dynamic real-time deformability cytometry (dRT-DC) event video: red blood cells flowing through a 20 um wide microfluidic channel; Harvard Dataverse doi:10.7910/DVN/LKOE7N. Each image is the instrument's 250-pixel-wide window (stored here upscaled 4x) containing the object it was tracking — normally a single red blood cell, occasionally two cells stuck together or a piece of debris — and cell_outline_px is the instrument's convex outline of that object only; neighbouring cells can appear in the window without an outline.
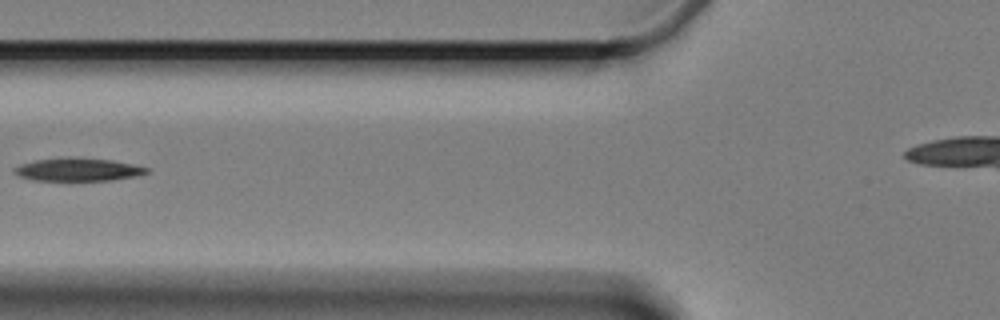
{"species": "Egyptian fruit bat (a non-hibernating species)", "species_latin": "Rousettus aegyptiacus", "temperature_condition": "cold", "stored_images_in_passage": 6, "camera_frame_rate_fps": 3000, "um_per_image_px": 0.085, "animal": {"sex": "female"}, "frame": {"image": 1, "passage_image": 3, "time_ms": 2.333, "image_size_px": [1000, 320], "cell_outline_px": [[148, 172], [132, 176], [112, 180], [32, 180], [20, 176], [12, 172], [12, 168], [20, 164], [36, 160], [68, 156], [76, 156], [112, 160], [132, 164], [148, 168]], "centroid_in_image_um": [6.55, 14.39], "position_along_channel_um": 119.2, "area_um2": 17.8}}
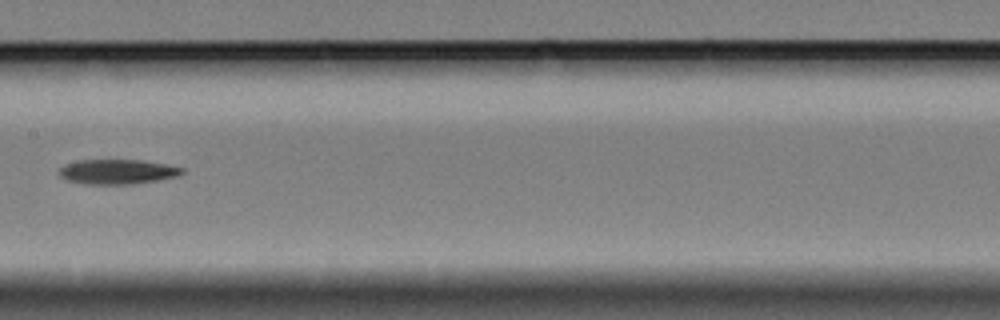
{"frame": {"image": 2, "passage_image": 5, "time_ms": 4.667, "image_size_px": [1000, 320], "cell_outline_px": [[184, 172], [180, 176], [132, 184], [84, 184], [68, 180], [60, 176], [60, 168], [68, 164], [80, 160], [140, 160], [164, 164], [184, 168]], "centroid_in_image_um": [10.02, 14.6], "position_along_channel_um": 197.4, "area_um2": 17.51}}
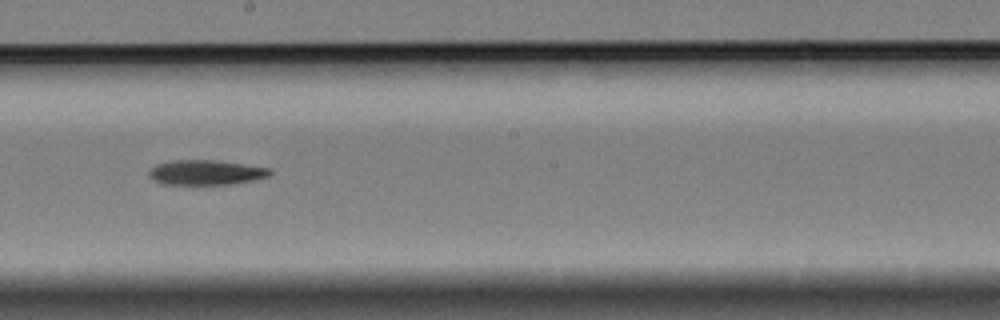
{"frame": {"image": 3, "passage_image": 6, "time_ms": 5.667, "image_size_px": [1000, 320], "cell_outline_px": [[272, 172], [268, 176], [228, 184], [160, 184], [148, 176], [148, 172], [156, 164], [168, 160], [216, 160], [244, 164], [268, 168]], "centroid_in_image_um": [17.41, 14.64], "position_along_channel_um": 230.8, "area_um2": 17.34}}